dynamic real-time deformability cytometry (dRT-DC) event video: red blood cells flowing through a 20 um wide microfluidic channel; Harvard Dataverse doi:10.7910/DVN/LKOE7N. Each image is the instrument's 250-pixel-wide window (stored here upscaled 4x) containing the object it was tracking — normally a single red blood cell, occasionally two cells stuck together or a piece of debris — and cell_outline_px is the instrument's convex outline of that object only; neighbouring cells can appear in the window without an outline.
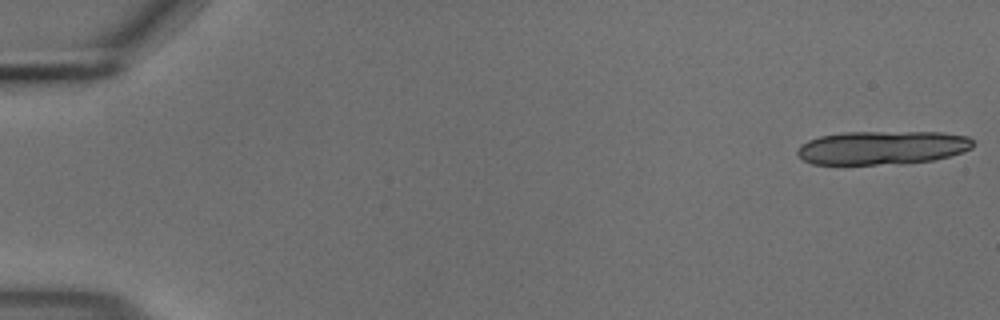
{"species": "common noctule bat (a hibernating species)", "species_latin": "Nyctalus noctula", "temperature_condition": "cold", "stored_images_in_passage": 18, "camera_frame_rate_fps": 3000, "um_per_image_px": 0.085, "animal": {"sex": "male", "body_mass_g": 18.8}, "frame": {"image": 1, "passage_image": 1, "time_ms": 0.0, "image_size_px": [1000, 320], "cell_outline_px": [[972, 148], [948, 156], [932, 160], [904, 164], [812, 164], [804, 160], [796, 152], [800, 144], [808, 140], [820, 136], [844, 132], [940, 132], [968, 136], [972, 140]], "centroid_in_image_um": [74.97, 12.55], "position_along_channel_um": 10.0, "area_um2": 34.45}}